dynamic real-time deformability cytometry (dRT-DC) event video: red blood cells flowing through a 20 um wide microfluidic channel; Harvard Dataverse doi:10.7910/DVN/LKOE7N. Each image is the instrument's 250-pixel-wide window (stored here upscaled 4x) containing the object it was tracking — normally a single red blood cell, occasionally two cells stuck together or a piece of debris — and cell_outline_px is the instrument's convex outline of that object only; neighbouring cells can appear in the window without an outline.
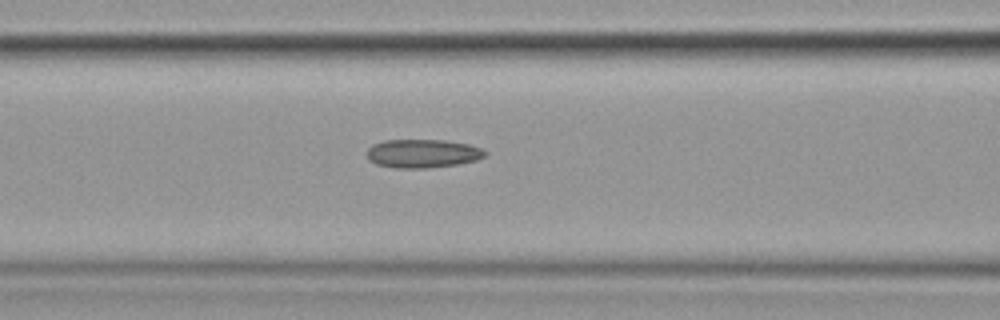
{"species": "common noctule bat (a hibernating species)", "species_latin": "Nyctalus noctula", "temperature_condition": "cold", "stored_images_in_passage": 5, "segment_of_instrument_passage": [1, 2], "camera_frame_rate_fps": 3000, "um_per_image_px": 0.085, "animal": {"sex": "female", "body_mass_g": 19.9}, "frame": {"image": 1, "passage_image": 4, "time_ms": 4.333, "image_size_px": [1000, 320], "cell_outline_px": [[488, 152], [484, 156], [476, 160], [456, 164], [424, 168], [396, 168], [376, 164], [368, 160], [368, 148], [372, 144], [384, 140], [444, 140], [468, 144], [480, 148]], "centroid_in_image_um": [35.89, 13.04], "position_along_channel_um": 130.7, "area_um2": 19.54}}